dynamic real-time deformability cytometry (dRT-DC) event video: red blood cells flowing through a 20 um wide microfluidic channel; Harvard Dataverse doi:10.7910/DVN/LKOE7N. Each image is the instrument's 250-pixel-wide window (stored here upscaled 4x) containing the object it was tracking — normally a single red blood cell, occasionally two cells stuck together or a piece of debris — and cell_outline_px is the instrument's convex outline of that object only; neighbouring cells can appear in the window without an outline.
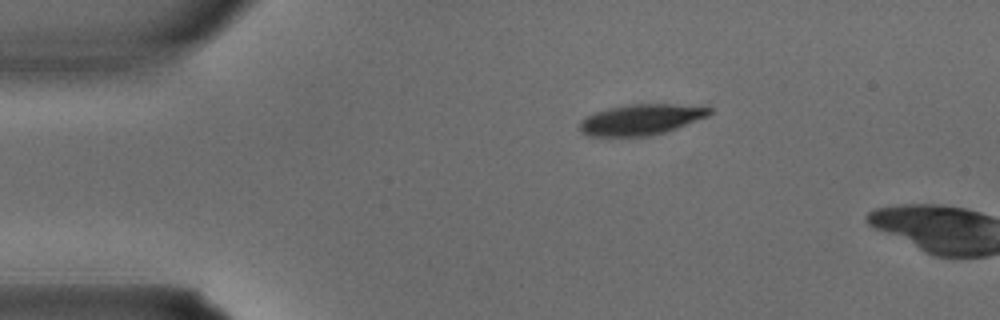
{"species": "common noctule bat (a hibernating species)", "species_latin": "Nyctalus noctula", "temperature_condition": "warm", "stored_images_in_passage": 4, "camera_frame_rate_fps": 3000, "um_per_image_px": 0.085, "animal": {"sex": "male", "body_mass_g": 15.6}, "frame": {"image": 1, "passage_image": 1, "time_ms": 0.0, "image_size_px": [1000, 320], "cell_outline_px": [[712, 112], [708, 116], [676, 128], [664, 132], [648, 136], [588, 136], [580, 132], [580, 120], [596, 112], [608, 108], [632, 104], [708, 104], [712, 108]], "centroid_in_image_um": [54.57, 10.14], "position_along_channel_um": 30.4, "area_um2": 23.47}}
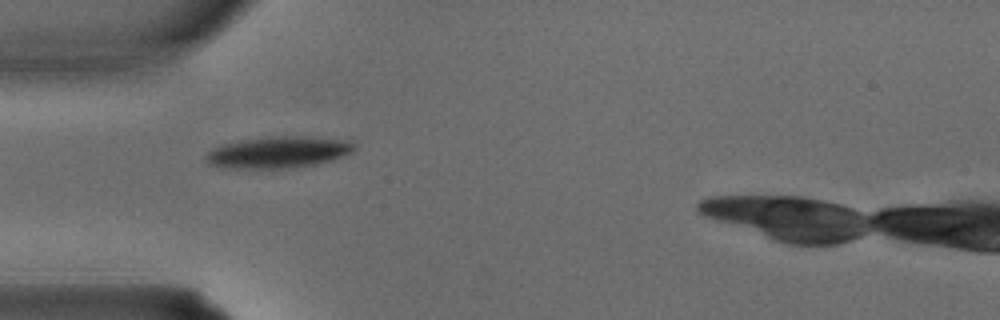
{"frame": {"image": 2, "passage_image": 2, "time_ms": 0.333, "image_size_px": [1000, 320], "cell_outline_px": [[356, 148], [352, 152], [344, 156], [332, 160], [316, 164], [288, 168], [224, 168], [208, 164], [204, 160], [204, 156], [212, 148], [224, 144], [244, 140], [268, 136], [296, 136], [344, 140], [356, 144]], "centroid_in_image_um": [23.62, 12.95], "position_along_channel_um": 61.4, "area_um2": 27.22}}
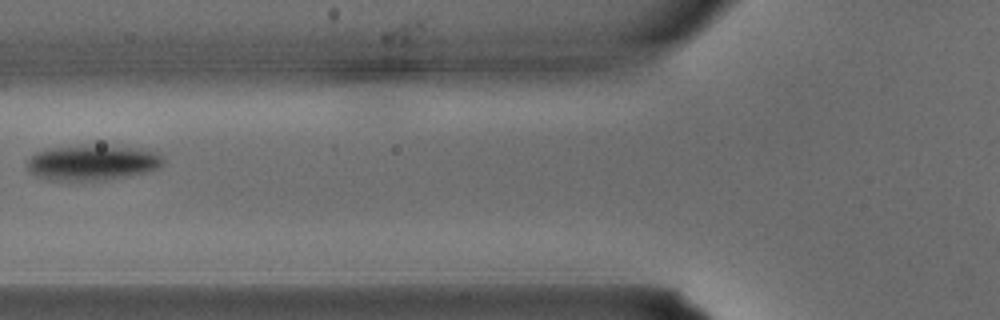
{"frame": {"image": 3, "passage_image": 3, "time_ms": 0.667, "image_size_px": [1000, 320], "cell_outline_px": [[164, 160], [156, 168], [144, 172], [104, 180], [48, 180], [36, 176], [28, 172], [28, 160], [36, 152], [48, 148], [144, 148], [156, 152]], "centroid_in_image_um": [7.79, 13.87], "position_along_channel_um": 118.0, "area_um2": 26.7}}